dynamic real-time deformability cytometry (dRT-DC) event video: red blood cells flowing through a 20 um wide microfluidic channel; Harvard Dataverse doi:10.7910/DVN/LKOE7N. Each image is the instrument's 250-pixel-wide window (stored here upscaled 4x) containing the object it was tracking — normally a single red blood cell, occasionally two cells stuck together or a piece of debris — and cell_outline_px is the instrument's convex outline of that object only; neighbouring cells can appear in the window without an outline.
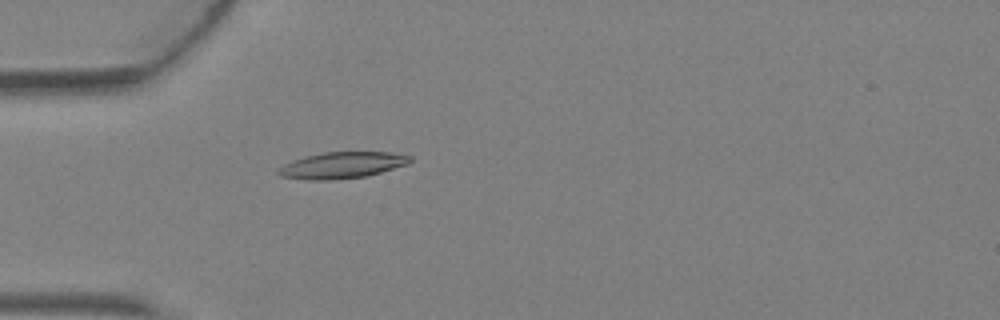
{"species": "Egyptian fruit bat (a non-hibernating species)", "species_latin": "Rousettus aegyptiacus", "temperature_condition": "warm", "stored_images_in_passage": 4, "camera_frame_rate_fps": 3000, "um_per_image_px": 0.085, "animal": {"sex": "female"}, "frame": {"image": 1, "passage_image": 4, "time_ms": 1.0, "image_size_px": [1000, 320], "cell_outline_px": [[412, 160], [408, 164], [368, 176], [328, 180], [308, 180], [280, 176], [276, 172], [276, 168], [292, 160], [304, 156], [324, 152], [388, 152], [412, 156]], "centroid_in_image_um": [29.04, 14.04], "position_along_channel_um": 56.0, "area_um2": 20.4}}